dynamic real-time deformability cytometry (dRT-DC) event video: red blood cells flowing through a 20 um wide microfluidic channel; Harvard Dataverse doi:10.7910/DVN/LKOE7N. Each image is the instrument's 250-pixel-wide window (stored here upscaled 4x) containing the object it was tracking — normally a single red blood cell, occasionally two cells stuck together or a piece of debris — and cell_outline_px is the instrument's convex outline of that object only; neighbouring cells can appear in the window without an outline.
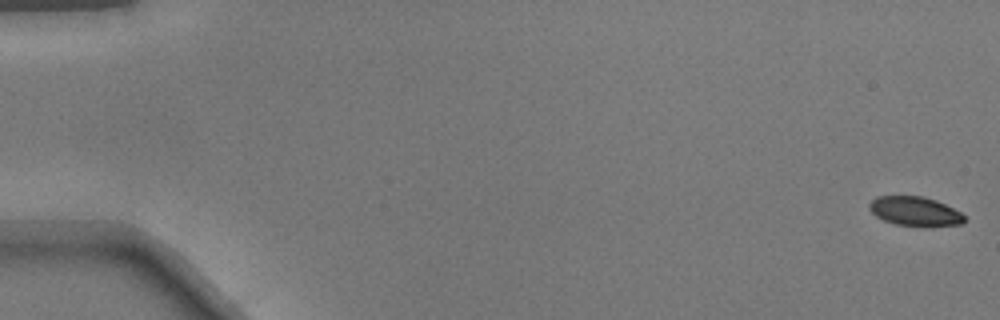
{"species": "common noctule bat (a hibernating species)", "species_latin": "Nyctalus noctula", "temperature_condition": "warm", "stored_images_in_passage": 51, "camera_frame_rate_fps": 3000, "um_per_image_px": 0.085, "animal": {"sex": "male", "body_mass_g": 17.9}, "frame": {"image": 1, "passage_image": 1, "time_ms": 0.0, "image_size_px": [1000, 320], "cell_outline_px": [[964, 220], [960, 224], [932, 228], [924, 228], [896, 224], [884, 220], [876, 216], [868, 208], [868, 204], [876, 196], [924, 196], [936, 200], [960, 212], [964, 216]], "centroid_in_image_um": [77.77, 17.98], "position_along_channel_um": 7.2, "area_um2": 16.53}}
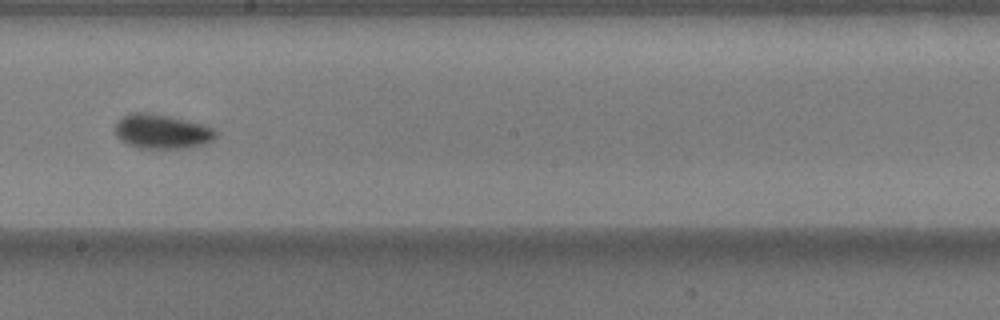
{"frame": {"image": 2, "passage_image": 30, "time_ms": 9.667, "image_size_px": [1000, 320], "cell_outline_px": [[216, 136], [212, 140], [204, 144], [192, 148], [140, 148], [128, 144], [120, 140], [116, 136], [116, 120], [132, 112], [148, 112], [172, 116], [200, 124], [212, 128], [216, 132]], "centroid_in_image_um": [13.74, 11.17], "position_along_channel_um": 234.5, "area_um2": 20.23}}
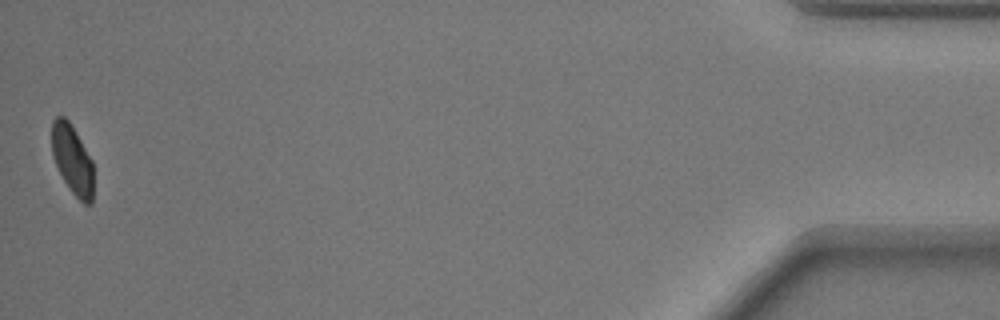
{"frame": {"image": 3, "passage_image": 51, "time_ms": 16.667, "image_size_px": [1000, 320], "cell_outline_px": [[92, 204], [84, 204], [72, 192], [64, 180], [52, 156], [52, 120], [56, 116], [64, 116], [68, 120], [76, 132], [92, 160]], "centroid_in_image_um": [6.14, 13.54], "position_along_channel_um": 429.1, "area_um2": 16.59}}